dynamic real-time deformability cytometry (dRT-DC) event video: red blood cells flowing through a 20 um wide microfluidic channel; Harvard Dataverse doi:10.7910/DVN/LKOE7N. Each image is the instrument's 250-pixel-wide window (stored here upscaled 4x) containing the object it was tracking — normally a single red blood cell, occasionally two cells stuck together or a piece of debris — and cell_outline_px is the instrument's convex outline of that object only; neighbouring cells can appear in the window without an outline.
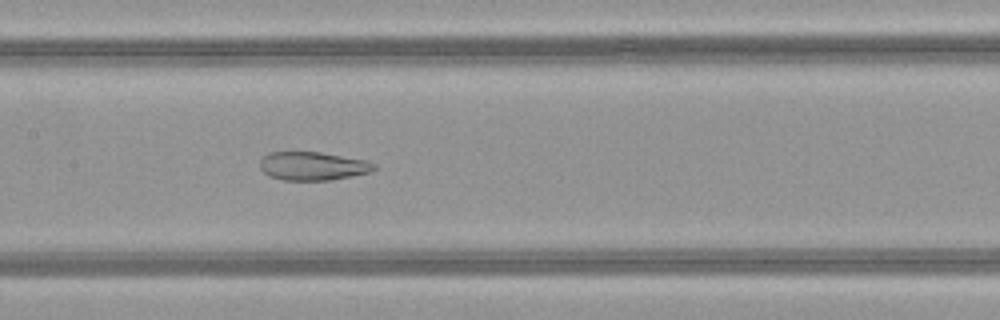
{"species": "common noctule bat (a hibernating species)", "species_latin": "Nyctalus noctula", "temperature_condition": "warm", "stored_images_in_passage": 40, "camera_frame_rate_fps": 3000, "um_per_image_px": 0.085, "animal": {"sex": "female", "body_mass_g": 21.9}, "frame": {"image": 1, "passage_image": 15, "time_ms": 4.667, "image_size_px": [1000, 320], "cell_outline_px": [[376, 168], [372, 172], [332, 180], [284, 180], [268, 176], [260, 168], [260, 160], [268, 152], [320, 152], [368, 160], [376, 164]], "centroid_in_image_um": [26.62, 14.11], "position_along_channel_um": 180.8, "area_um2": 19.13}}
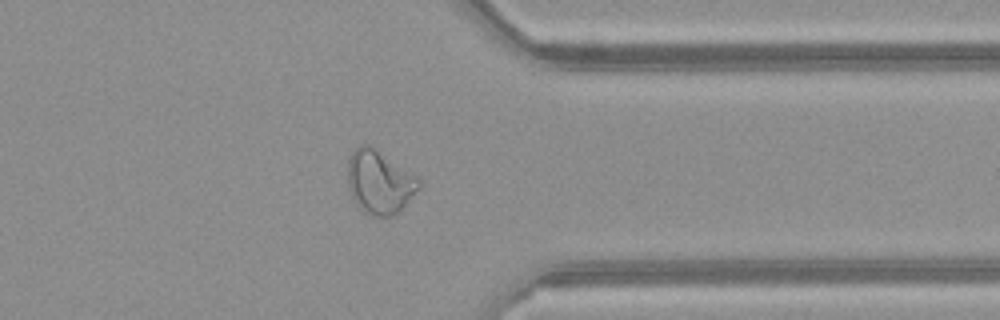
{"frame": {"image": 2, "passage_image": 30, "time_ms": 9.667, "image_size_px": [1000, 320], "cell_outline_px": [[420, 188], [396, 212], [388, 216], [376, 216], [364, 212], [356, 204], [348, 188], [348, 160], [352, 152], [360, 144], [372, 144], [416, 176], [420, 180]], "centroid_in_image_um": [32.23, 15.42], "position_along_channel_um": 379.2, "area_um2": 26.13}}
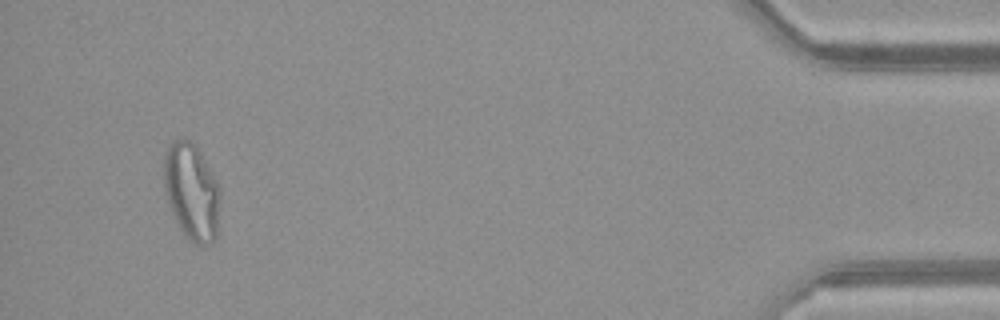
{"frame": {"image": 3, "passage_image": 38, "time_ms": 12.333, "image_size_px": [1000, 320], "cell_outline_px": [[220, 196], [216, 240], [208, 244], [192, 244], [184, 236], [168, 204], [164, 188], [164, 152], [168, 144], [172, 140], [188, 140], [196, 144], [220, 188]], "centroid_in_image_um": [16.28, 16.3], "position_along_channel_um": 418.9, "area_um2": 31.91}, "authors_computed_cell_mechanics": {"area_um2": 24.8251, "velocity_mm_per_s": 4.0852, "shape_relaxation_time_tau1_ms": null, "shape_relaxation_time_tau2_ms": 1.043, "deformation_change_tau1": null, "deformation_change_tau2": 0.0776}}